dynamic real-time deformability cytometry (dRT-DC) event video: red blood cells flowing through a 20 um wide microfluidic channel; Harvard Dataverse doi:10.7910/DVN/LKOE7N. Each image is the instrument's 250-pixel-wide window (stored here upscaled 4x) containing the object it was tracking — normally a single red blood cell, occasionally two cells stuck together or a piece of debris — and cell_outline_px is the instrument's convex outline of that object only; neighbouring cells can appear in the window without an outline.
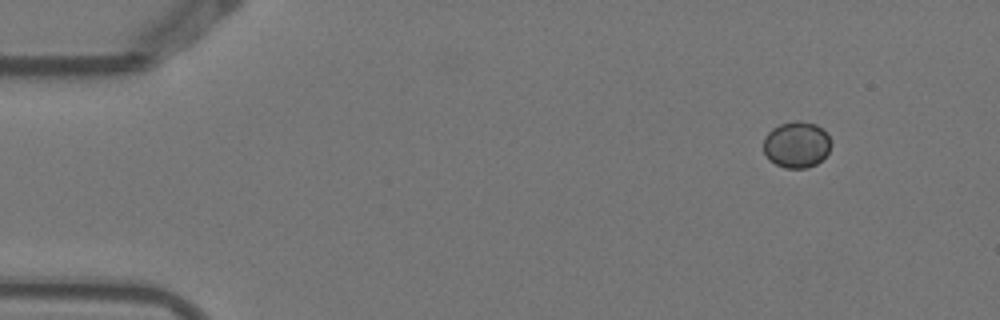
{"species": "Egyptian fruit bat (a non-hibernating species)", "species_latin": "Rousettus aegyptiacus", "temperature_condition": "warm", "stored_images_in_passage": 2, "camera_frame_rate_fps": 3000, "um_per_image_px": 0.085, "animal": {"sex": "female"}, "frame": {"image": 1, "passage_image": 2, "time_ms": 0.333, "image_size_px": [1000, 320], "cell_outline_px": [[828, 152], [816, 164], [804, 168], [784, 168], [776, 164], [764, 152], [764, 136], [772, 128], [780, 124], [796, 120], [800, 120], [816, 124], [828, 136]], "centroid_in_image_um": [67.67, 12.28], "position_along_channel_um": 17.3, "area_um2": 17.8}}